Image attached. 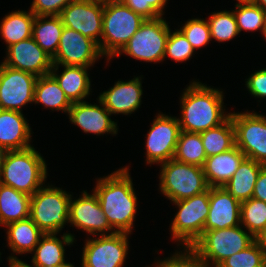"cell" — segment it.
Wrapping results in <instances>:
<instances>
[{"mask_svg":"<svg viewBox=\"0 0 266 267\" xmlns=\"http://www.w3.org/2000/svg\"><path fill=\"white\" fill-rule=\"evenodd\" d=\"M128 169L113 172L100 179L94 190L108 223L117 233L131 232L136 213V201Z\"/></svg>","mask_w":266,"mask_h":267,"instance_id":"cell-1","label":"cell"},{"mask_svg":"<svg viewBox=\"0 0 266 267\" xmlns=\"http://www.w3.org/2000/svg\"><path fill=\"white\" fill-rule=\"evenodd\" d=\"M182 120L180 129L201 133L224 123L229 117L222 112V92L193 82L182 96Z\"/></svg>","mask_w":266,"mask_h":267,"instance_id":"cell-2","label":"cell"},{"mask_svg":"<svg viewBox=\"0 0 266 267\" xmlns=\"http://www.w3.org/2000/svg\"><path fill=\"white\" fill-rule=\"evenodd\" d=\"M46 168L44 159L33 147L8 151L0 170V183L32 196L41 188Z\"/></svg>","mask_w":266,"mask_h":267,"instance_id":"cell-3","label":"cell"},{"mask_svg":"<svg viewBox=\"0 0 266 267\" xmlns=\"http://www.w3.org/2000/svg\"><path fill=\"white\" fill-rule=\"evenodd\" d=\"M144 21L145 18L120 0H104L103 42L99 43L102 55L116 56Z\"/></svg>","mask_w":266,"mask_h":267,"instance_id":"cell-4","label":"cell"},{"mask_svg":"<svg viewBox=\"0 0 266 267\" xmlns=\"http://www.w3.org/2000/svg\"><path fill=\"white\" fill-rule=\"evenodd\" d=\"M160 189L171 201H180L207 191L210 186L203 167L174 158L162 163Z\"/></svg>","mask_w":266,"mask_h":267,"instance_id":"cell-5","label":"cell"},{"mask_svg":"<svg viewBox=\"0 0 266 267\" xmlns=\"http://www.w3.org/2000/svg\"><path fill=\"white\" fill-rule=\"evenodd\" d=\"M255 241L238 225L205 231L190 247L206 264L208 259L217 267L226 258L246 249ZM208 258V259H207Z\"/></svg>","mask_w":266,"mask_h":267,"instance_id":"cell-6","label":"cell"},{"mask_svg":"<svg viewBox=\"0 0 266 267\" xmlns=\"http://www.w3.org/2000/svg\"><path fill=\"white\" fill-rule=\"evenodd\" d=\"M70 196L49 187H41L31 196L30 218L44 234H56L69 221Z\"/></svg>","mask_w":266,"mask_h":267,"instance_id":"cell-7","label":"cell"},{"mask_svg":"<svg viewBox=\"0 0 266 267\" xmlns=\"http://www.w3.org/2000/svg\"><path fill=\"white\" fill-rule=\"evenodd\" d=\"M170 29L162 17L156 19H145L139 29L129 39L121 52L135 59L159 62L165 57V48Z\"/></svg>","mask_w":266,"mask_h":267,"instance_id":"cell-8","label":"cell"},{"mask_svg":"<svg viewBox=\"0 0 266 267\" xmlns=\"http://www.w3.org/2000/svg\"><path fill=\"white\" fill-rule=\"evenodd\" d=\"M173 203L179 207L171 226L173 238L181 240L186 248H190L204 232L209 214V189Z\"/></svg>","mask_w":266,"mask_h":267,"instance_id":"cell-9","label":"cell"},{"mask_svg":"<svg viewBox=\"0 0 266 267\" xmlns=\"http://www.w3.org/2000/svg\"><path fill=\"white\" fill-rule=\"evenodd\" d=\"M235 145L245 157L266 166V117L256 113H231Z\"/></svg>","mask_w":266,"mask_h":267,"instance_id":"cell-10","label":"cell"},{"mask_svg":"<svg viewBox=\"0 0 266 267\" xmlns=\"http://www.w3.org/2000/svg\"><path fill=\"white\" fill-rule=\"evenodd\" d=\"M100 55L99 45L94 40L64 26L58 50L52 58V69L57 70L59 64L89 67Z\"/></svg>","mask_w":266,"mask_h":267,"instance_id":"cell-11","label":"cell"},{"mask_svg":"<svg viewBox=\"0 0 266 267\" xmlns=\"http://www.w3.org/2000/svg\"><path fill=\"white\" fill-rule=\"evenodd\" d=\"M104 0H74L59 15L63 25L101 43Z\"/></svg>","mask_w":266,"mask_h":267,"instance_id":"cell-12","label":"cell"},{"mask_svg":"<svg viewBox=\"0 0 266 267\" xmlns=\"http://www.w3.org/2000/svg\"><path fill=\"white\" fill-rule=\"evenodd\" d=\"M38 77L21 70L0 65V109L21 112V106L34 102Z\"/></svg>","mask_w":266,"mask_h":267,"instance_id":"cell-13","label":"cell"},{"mask_svg":"<svg viewBox=\"0 0 266 267\" xmlns=\"http://www.w3.org/2000/svg\"><path fill=\"white\" fill-rule=\"evenodd\" d=\"M127 233L101 234L88 240L82 256V267H121L127 254Z\"/></svg>","mask_w":266,"mask_h":267,"instance_id":"cell-14","label":"cell"},{"mask_svg":"<svg viewBox=\"0 0 266 267\" xmlns=\"http://www.w3.org/2000/svg\"><path fill=\"white\" fill-rule=\"evenodd\" d=\"M180 132L178 119L159 114L148 133L147 162L162 164L173 159Z\"/></svg>","mask_w":266,"mask_h":267,"instance_id":"cell-15","label":"cell"},{"mask_svg":"<svg viewBox=\"0 0 266 267\" xmlns=\"http://www.w3.org/2000/svg\"><path fill=\"white\" fill-rule=\"evenodd\" d=\"M4 65L37 77L50 74L52 58L31 37L8 47Z\"/></svg>","mask_w":266,"mask_h":267,"instance_id":"cell-16","label":"cell"},{"mask_svg":"<svg viewBox=\"0 0 266 267\" xmlns=\"http://www.w3.org/2000/svg\"><path fill=\"white\" fill-rule=\"evenodd\" d=\"M241 202L235 199L224 187L209 188V214L204 232L239 225Z\"/></svg>","mask_w":266,"mask_h":267,"instance_id":"cell-17","label":"cell"},{"mask_svg":"<svg viewBox=\"0 0 266 267\" xmlns=\"http://www.w3.org/2000/svg\"><path fill=\"white\" fill-rule=\"evenodd\" d=\"M70 200L69 222L88 233L103 232L112 229L102 211L97 195H88L84 191L78 200Z\"/></svg>","mask_w":266,"mask_h":267,"instance_id":"cell-18","label":"cell"},{"mask_svg":"<svg viewBox=\"0 0 266 267\" xmlns=\"http://www.w3.org/2000/svg\"><path fill=\"white\" fill-rule=\"evenodd\" d=\"M141 95V82L136 77L129 82L118 81L109 91L99 96V103L112 114H129L140 106Z\"/></svg>","mask_w":266,"mask_h":267,"instance_id":"cell-19","label":"cell"},{"mask_svg":"<svg viewBox=\"0 0 266 267\" xmlns=\"http://www.w3.org/2000/svg\"><path fill=\"white\" fill-rule=\"evenodd\" d=\"M68 114L71 122L80 126L85 133L117 132V124L109 118L111 113L105 107L100 108L85 101L75 102L72 103Z\"/></svg>","mask_w":266,"mask_h":267,"instance_id":"cell-20","label":"cell"},{"mask_svg":"<svg viewBox=\"0 0 266 267\" xmlns=\"http://www.w3.org/2000/svg\"><path fill=\"white\" fill-rule=\"evenodd\" d=\"M245 155L235 145L220 154L206 158L203 165L204 176L210 187H224L231 179Z\"/></svg>","mask_w":266,"mask_h":267,"instance_id":"cell-21","label":"cell"},{"mask_svg":"<svg viewBox=\"0 0 266 267\" xmlns=\"http://www.w3.org/2000/svg\"><path fill=\"white\" fill-rule=\"evenodd\" d=\"M30 128L19 111L0 109V145L7 151L23 150L29 145Z\"/></svg>","mask_w":266,"mask_h":267,"instance_id":"cell-22","label":"cell"},{"mask_svg":"<svg viewBox=\"0 0 266 267\" xmlns=\"http://www.w3.org/2000/svg\"><path fill=\"white\" fill-rule=\"evenodd\" d=\"M54 233L43 234L39 239L38 246L35 247L34 257L32 259L34 267H53L57 264L65 262L64 260V247L63 244H71L74 240L71 234H65L62 236V240H59ZM41 241V242H40ZM64 242V243H62ZM10 263H22L25 267H32L18 259L16 257L9 258Z\"/></svg>","mask_w":266,"mask_h":267,"instance_id":"cell-23","label":"cell"},{"mask_svg":"<svg viewBox=\"0 0 266 267\" xmlns=\"http://www.w3.org/2000/svg\"><path fill=\"white\" fill-rule=\"evenodd\" d=\"M264 166L253 159L245 157L224 188L240 202L249 200L252 198L260 170Z\"/></svg>","mask_w":266,"mask_h":267,"instance_id":"cell-24","label":"cell"},{"mask_svg":"<svg viewBox=\"0 0 266 267\" xmlns=\"http://www.w3.org/2000/svg\"><path fill=\"white\" fill-rule=\"evenodd\" d=\"M31 196L0 183V224L30 217Z\"/></svg>","mask_w":266,"mask_h":267,"instance_id":"cell-25","label":"cell"},{"mask_svg":"<svg viewBox=\"0 0 266 267\" xmlns=\"http://www.w3.org/2000/svg\"><path fill=\"white\" fill-rule=\"evenodd\" d=\"M64 72L58 76L51 69L50 74L56 79L65 96L71 103L82 102L89 94L90 80L83 66H64Z\"/></svg>","mask_w":266,"mask_h":267,"instance_id":"cell-26","label":"cell"},{"mask_svg":"<svg viewBox=\"0 0 266 267\" xmlns=\"http://www.w3.org/2000/svg\"><path fill=\"white\" fill-rule=\"evenodd\" d=\"M44 18H47V16H35L32 38L53 58L58 50L64 25L60 16H50L49 20H44Z\"/></svg>","mask_w":266,"mask_h":267,"instance_id":"cell-27","label":"cell"},{"mask_svg":"<svg viewBox=\"0 0 266 267\" xmlns=\"http://www.w3.org/2000/svg\"><path fill=\"white\" fill-rule=\"evenodd\" d=\"M8 229V244L13 252L25 253L34 251L39 239L44 234L30 217L11 222Z\"/></svg>","mask_w":266,"mask_h":267,"instance_id":"cell-28","label":"cell"},{"mask_svg":"<svg viewBox=\"0 0 266 267\" xmlns=\"http://www.w3.org/2000/svg\"><path fill=\"white\" fill-rule=\"evenodd\" d=\"M34 102H40L44 106L56 110L62 109L64 112H69L72 105L51 74L38 77L35 85Z\"/></svg>","mask_w":266,"mask_h":267,"instance_id":"cell-29","label":"cell"},{"mask_svg":"<svg viewBox=\"0 0 266 267\" xmlns=\"http://www.w3.org/2000/svg\"><path fill=\"white\" fill-rule=\"evenodd\" d=\"M35 14L30 10L12 12L2 20L0 26L1 34L5 42L10 45L32 37V27Z\"/></svg>","mask_w":266,"mask_h":267,"instance_id":"cell-30","label":"cell"},{"mask_svg":"<svg viewBox=\"0 0 266 267\" xmlns=\"http://www.w3.org/2000/svg\"><path fill=\"white\" fill-rule=\"evenodd\" d=\"M206 156L225 152L235 146V130L231 117L221 125L200 133Z\"/></svg>","mask_w":266,"mask_h":267,"instance_id":"cell-31","label":"cell"},{"mask_svg":"<svg viewBox=\"0 0 266 267\" xmlns=\"http://www.w3.org/2000/svg\"><path fill=\"white\" fill-rule=\"evenodd\" d=\"M207 156L200 133L182 131L174 155L176 161L203 167Z\"/></svg>","mask_w":266,"mask_h":267,"instance_id":"cell-32","label":"cell"},{"mask_svg":"<svg viewBox=\"0 0 266 267\" xmlns=\"http://www.w3.org/2000/svg\"><path fill=\"white\" fill-rule=\"evenodd\" d=\"M240 220L255 238L266 227V202L253 197L241 202Z\"/></svg>","mask_w":266,"mask_h":267,"instance_id":"cell-33","label":"cell"},{"mask_svg":"<svg viewBox=\"0 0 266 267\" xmlns=\"http://www.w3.org/2000/svg\"><path fill=\"white\" fill-rule=\"evenodd\" d=\"M234 11L239 33L243 30L253 31L261 28L262 33L266 25V11L251 2H239Z\"/></svg>","mask_w":266,"mask_h":267,"instance_id":"cell-34","label":"cell"},{"mask_svg":"<svg viewBox=\"0 0 266 267\" xmlns=\"http://www.w3.org/2000/svg\"><path fill=\"white\" fill-rule=\"evenodd\" d=\"M208 25L211 38L219 42L228 41L239 33L234 12L221 11L212 14L209 18Z\"/></svg>","mask_w":266,"mask_h":267,"instance_id":"cell-35","label":"cell"},{"mask_svg":"<svg viewBox=\"0 0 266 267\" xmlns=\"http://www.w3.org/2000/svg\"><path fill=\"white\" fill-rule=\"evenodd\" d=\"M217 267H266V256L254 241L246 249L226 258Z\"/></svg>","mask_w":266,"mask_h":267,"instance_id":"cell-36","label":"cell"},{"mask_svg":"<svg viewBox=\"0 0 266 267\" xmlns=\"http://www.w3.org/2000/svg\"><path fill=\"white\" fill-rule=\"evenodd\" d=\"M179 31L187 38L194 49L206 45L211 39L208 22L201 19L189 20Z\"/></svg>","mask_w":266,"mask_h":267,"instance_id":"cell-37","label":"cell"},{"mask_svg":"<svg viewBox=\"0 0 266 267\" xmlns=\"http://www.w3.org/2000/svg\"><path fill=\"white\" fill-rule=\"evenodd\" d=\"M193 52L194 48L180 31H176L173 34L171 32L169 33L166 42L165 57L168 55L177 62L186 61L192 56Z\"/></svg>","mask_w":266,"mask_h":267,"instance_id":"cell-38","label":"cell"},{"mask_svg":"<svg viewBox=\"0 0 266 267\" xmlns=\"http://www.w3.org/2000/svg\"><path fill=\"white\" fill-rule=\"evenodd\" d=\"M124 5L140 14L145 19H156L162 16V9L167 0H120Z\"/></svg>","mask_w":266,"mask_h":267,"instance_id":"cell-39","label":"cell"},{"mask_svg":"<svg viewBox=\"0 0 266 267\" xmlns=\"http://www.w3.org/2000/svg\"><path fill=\"white\" fill-rule=\"evenodd\" d=\"M72 1L74 0H33L31 11L35 16H59Z\"/></svg>","mask_w":266,"mask_h":267,"instance_id":"cell-40","label":"cell"},{"mask_svg":"<svg viewBox=\"0 0 266 267\" xmlns=\"http://www.w3.org/2000/svg\"><path fill=\"white\" fill-rule=\"evenodd\" d=\"M187 255H179L178 253L171 257V259L162 261L158 267H208L206 264L191 248Z\"/></svg>","mask_w":266,"mask_h":267,"instance_id":"cell-41","label":"cell"},{"mask_svg":"<svg viewBox=\"0 0 266 267\" xmlns=\"http://www.w3.org/2000/svg\"><path fill=\"white\" fill-rule=\"evenodd\" d=\"M247 80L246 85L252 95L266 97V69L255 72Z\"/></svg>","mask_w":266,"mask_h":267,"instance_id":"cell-42","label":"cell"},{"mask_svg":"<svg viewBox=\"0 0 266 267\" xmlns=\"http://www.w3.org/2000/svg\"><path fill=\"white\" fill-rule=\"evenodd\" d=\"M252 197L266 202V166L260 170Z\"/></svg>","mask_w":266,"mask_h":267,"instance_id":"cell-43","label":"cell"},{"mask_svg":"<svg viewBox=\"0 0 266 267\" xmlns=\"http://www.w3.org/2000/svg\"><path fill=\"white\" fill-rule=\"evenodd\" d=\"M255 241L266 256V227L255 237Z\"/></svg>","mask_w":266,"mask_h":267,"instance_id":"cell-44","label":"cell"},{"mask_svg":"<svg viewBox=\"0 0 266 267\" xmlns=\"http://www.w3.org/2000/svg\"><path fill=\"white\" fill-rule=\"evenodd\" d=\"M7 152L8 151L0 145V170H1V167L4 163V159H5Z\"/></svg>","mask_w":266,"mask_h":267,"instance_id":"cell-45","label":"cell"},{"mask_svg":"<svg viewBox=\"0 0 266 267\" xmlns=\"http://www.w3.org/2000/svg\"><path fill=\"white\" fill-rule=\"evenodd\" d=\"M251 3L260 6L264 11H266V0H252Z\"/></svg>","mask_w":266,"mask_h":267,"instance_id":"cell-46","label":"cell"},{"mask_svg":"<svg viewBox=\"0 0 266 267\" xmlns=\"http://www.w3.org/2000/svg\"><path fill=\"white\" fill-rule=\"evenodd\" d=\"M53 267H73V265L70 263L62 262V263L57 264L56 266H53Z\"/></svg>","mask_w":266,"mask_h":267,"instance_id":"cell-47","label":"cell"},{"mask_svg":"<svg viewBox=\"0 0 266 267\" xmlns=\"http://www.w3.org/2000/svg\"><path fill=\"white\" fill-rule=\"evenodd\" d=\"M10 267H25L22 263H10Z\"/></svg>","mask_w":266,"mask_h":267,"instance_id":"cell-48","label":"cell"},{"mask_svg":"<svg viewBox=\"0 0 266 267\" xmlns=\"http://www.w3.org/2000/svg\"><path fill=\"white\" fill-rule=\"evenodd\" d=\"M252 0H238V2H251Z\"/></svg>","mask_w":266,"mask_h":267,"instance_id":"cell-49","label":"cell"},{"mask_svg":"<svg viewBox=\"0 0 266 267\" xmlns=\"http://www.w3.org/2000/svg\"><path fill=\"white\" fill-rule=\"evenodd\" d=\"M263 34H264V36H265V38H266V25H265V28H264V30H263Z\"/></svg>","mask_w":266,"mask_h":267,"instance_id":"cell-50","label":"cell"}]
</instances>
